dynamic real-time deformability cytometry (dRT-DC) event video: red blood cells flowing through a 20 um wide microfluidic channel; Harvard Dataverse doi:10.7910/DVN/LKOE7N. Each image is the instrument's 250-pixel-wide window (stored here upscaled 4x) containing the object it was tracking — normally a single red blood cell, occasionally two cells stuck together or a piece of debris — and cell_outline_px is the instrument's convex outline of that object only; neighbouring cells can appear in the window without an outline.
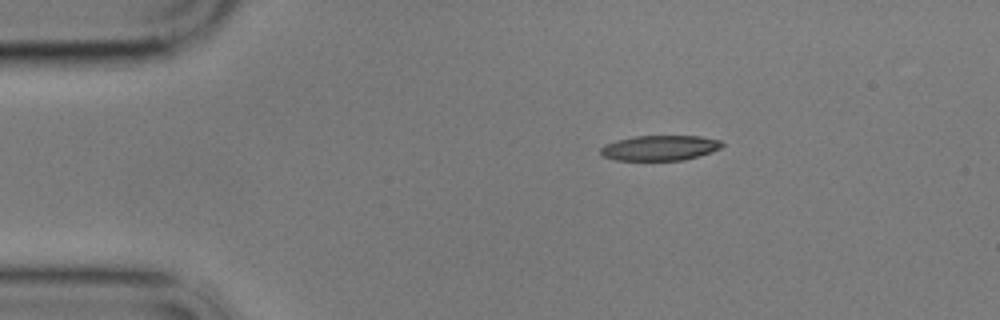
{"species": "common noctule bat (a hibernating species)", "species_latin": "Nyctalus noctula", "temperature_condition": "cold", "stored_images_in_passage": 2, "camera_frame_rate_fps": 3000, "um_per_image_px": 0.085, "animal": {"sex": "male", "body_mass_g": 17.9}, "frame": {"image": 1, "passage_image": 2, "time_ms": 1.667, "image_size_px": [1000, 320], "cell_outline_px": [[724, 144], [720, 148], [712, 152], [684, 160], [616, 160], [604, 156], [600, 152], [600, 148], [604, 144], [616, 140], [632, 136], [700, 136], [720, 140]], "centroid_in_image_um": [56.08, 12.56], "position_along_channel_um": 28.9, "area_um2": 17.86}}